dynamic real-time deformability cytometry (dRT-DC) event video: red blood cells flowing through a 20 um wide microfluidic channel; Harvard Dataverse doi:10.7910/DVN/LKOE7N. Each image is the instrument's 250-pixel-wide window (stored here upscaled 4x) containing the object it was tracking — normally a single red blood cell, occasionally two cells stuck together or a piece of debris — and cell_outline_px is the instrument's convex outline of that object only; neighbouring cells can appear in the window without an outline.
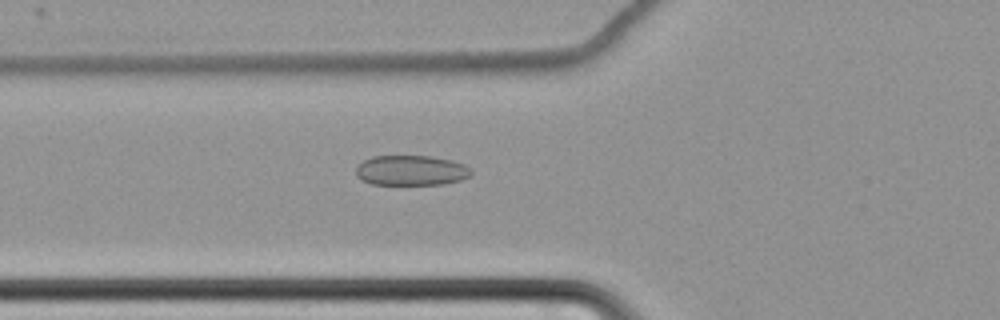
{"species": "common noctule bat (a hibernating species)", "species_latin": "Nyctalus noctula", "temperature_condition": "cold", "stored_images_in_passage": 37, "camera_frame_rate_fps": 3000, "um_per_image_px": 0.085, "animal": {"sex": "female", "body_mass_g": 22.7, "forearm_length_mm": 54.2}, "frame": {"image": 1, "passage_image": 10, "time_ms": 3.0, "image_size_px": [1000, 320], "cell_outline_px": [[472, 172], [468, 176], [460, 180], [444, 184], [372, 184], [360, 180], [356, 176], [356, 168], [364, 160], [372, 156], [432, 156], [452, 160], [464, 164], [472, 168]], "centroid_in_image_um": [34.95, 14.48], "position_along_channel_um": 90.9, "area_um2": 20.29}}
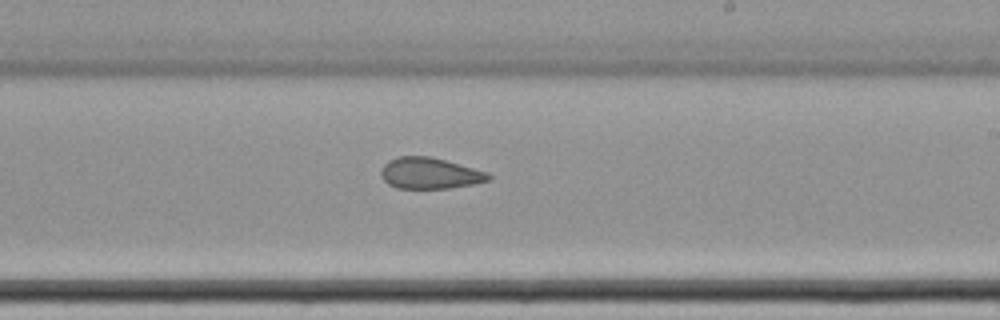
{"frame": {"image": 2, "passage_image": 24, "time_ms": 7.667, "image_size_px": [1000, 320], "cell_outline_px": [[492, 180], [472, 184], [448, 188], [396, 188], [388, 184], [380, 176], [380, 172], [384, 164], [388, 160], [400, 156], [432, 156], [488, 172], [492, 176]], "centroid_in_image_um": [36.53, 14.72], "position_along_channel_um": 252.5, "area_um2": 19.65}}
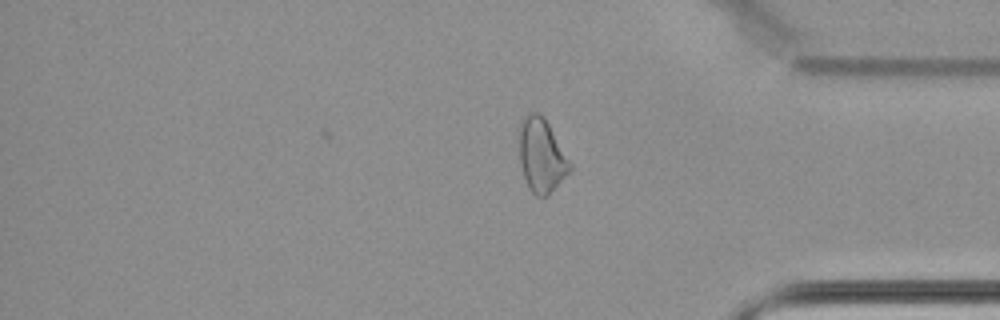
{"frame": {"image": 3, "passage_image": 37, "time_ms": 12.0, "image_size_px": [1000, 320], "cell_outline_px": [[572, 172], [548, 196], [536, 196], [528, 188], [524, 176], [520, 160], [520, 124], [524, 116], [528, 112], [536, 112], [544, 116], [572, 164]], "centroid_in_image_um": [46.06, 13.24], "position_along_channel_um": 389.1, "area_um2": 21.96}, "authors_computed_cell_mechanics": {"area_um2": 20.4612, "velocity_mm_per_s": 3.4588, "shape_relaxation_time_tau1_ms": null, "shape_relaxation_time_tau2_ms": 2.8405, "deformation_change_tau1": null, "deformation_change_tau2": 0.1011}}